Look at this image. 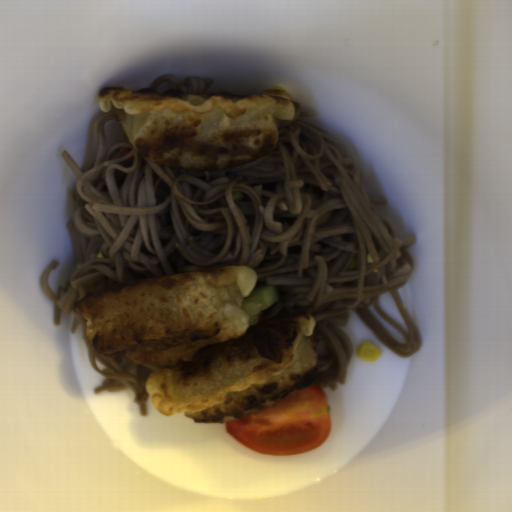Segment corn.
<instances>
[{"label": "corn", "mask_w": 512, "mask_h": 512, "mask_svg": "<svg viewBox=\"0 0 512 512\" xmlns=\"http://www.w3.org/2000/svg\"><path fill=\"white\" fill-rule=\"evenodd\" d=\"M356 355L358 358L366 361H376L381 356L380 351L376 345L370 342H363L359 345Z\"/></svg>", "instance_id": "corn-1"}, {"label": "corn", "mask_w": 512, "mask_h": 512, "mask_svg": "<svg viewBox=\"0 0 512 512\" xmlns=\"http://www.w3.org/2000/svg\"><path fill=\"white\" fill-rule=\"evenodd\" d=\"M243 198V193L241 192H235V193H232V200L235 202V201H239V200H242Z\"/></svg>", "instance_id": "corn-2"}, {"label": "corn", "mask_w": 512, "mask_h": 512, "mask_svg": "<svg viewBox=\"0 0 512 512\" xmlns=\"http://www.w3.org/2000/svg\"><path fill=\"white\" fill-rule=\"evenodd\" d=\"M366 259L368 264H374V259L370 253L366 255Z\"/></svg>", "instance_id": "corn-3"}]
</instances>
